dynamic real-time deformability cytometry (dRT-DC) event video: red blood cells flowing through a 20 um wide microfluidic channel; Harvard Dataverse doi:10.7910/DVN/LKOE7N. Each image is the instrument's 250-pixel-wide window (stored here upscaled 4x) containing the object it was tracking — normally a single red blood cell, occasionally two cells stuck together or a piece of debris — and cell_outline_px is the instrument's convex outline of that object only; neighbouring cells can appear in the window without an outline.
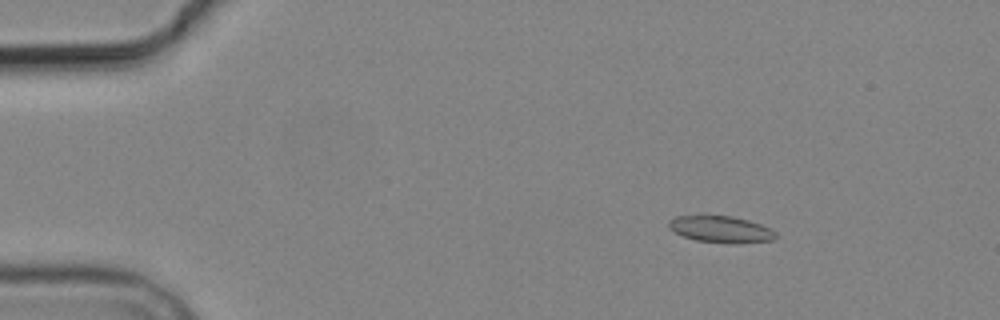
{"species": "common noctule bat (a hibernating species)", "species_latin": "Nyctalus noctula", "temperature_condition": "cold", "stored_images_in_passage": 9, "camera_frame_rate_fps": 3000, "um_per_image_px": 0.085, "animal": {"sex": "male", "body_mass_g": 19.2, "forearm_length_mm": 51.8}, "frame": {"image": 1, "passage_image": 2, "time_ms": 1.0, "image_size_px": [1000, 320], "cell_outline_px": [[776, 236], [772, 240], [736, 244], [728, 244], [696, 240], [684, 236], [668, 228], [668, 220], [676, 216], [700, 212], [704, 212], [732, 216], [748, 220], [760, 224], [776, 232]], "centroid_in_image_um": [61.19, 19.44], "position_along_channel_um": 23.8, "area_um2": 17.4}}
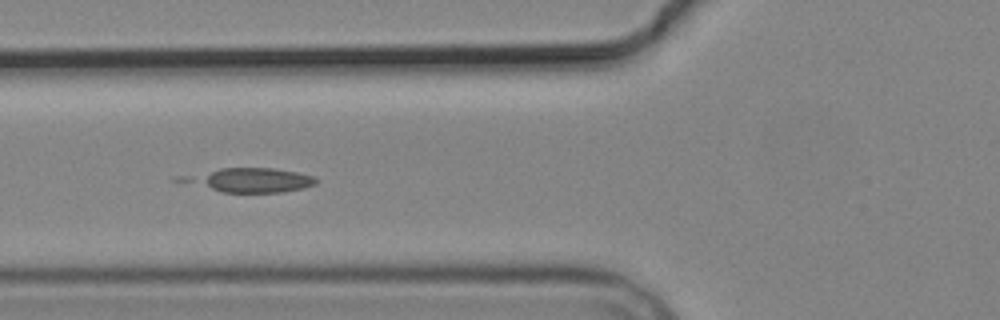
{"frame": {"image": 2, "passage_image": 5, "time_ms": 5.333, "image_size_px": [1000, 320], "cell_outline_px": [[320, 180], [316, 184], [304, 188], [284, 192], [220, 192], [212, 188], [200, 180], [204, 176], [220, 168], [276, 168], [316, 176]], "centroid_in_image_um": [21.91, 15.31], "position_along_channel_um": 103.9, "area_um2": 16.7}}
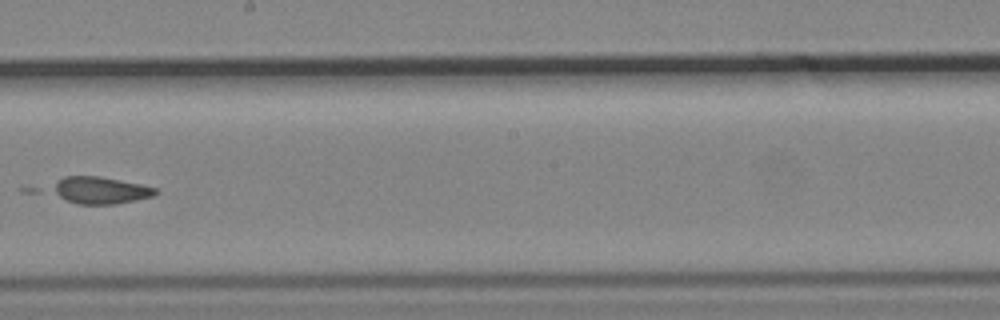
{"frame": {"image": 3, "passage_image": 8, "time_ms": 9.0, "image_size_px": [1000, 320], "cell_outline_px": [[160, 192], [152, 196], [116, 204], [76, 204], [52, 192], [48, 188], [64, 176], [100, 176], [140, 184], [156, 188]], "centroid_in_image_um": [8.5, 16.17], "position_along_channel_um": 239.7, "area_um2": 16.18}}